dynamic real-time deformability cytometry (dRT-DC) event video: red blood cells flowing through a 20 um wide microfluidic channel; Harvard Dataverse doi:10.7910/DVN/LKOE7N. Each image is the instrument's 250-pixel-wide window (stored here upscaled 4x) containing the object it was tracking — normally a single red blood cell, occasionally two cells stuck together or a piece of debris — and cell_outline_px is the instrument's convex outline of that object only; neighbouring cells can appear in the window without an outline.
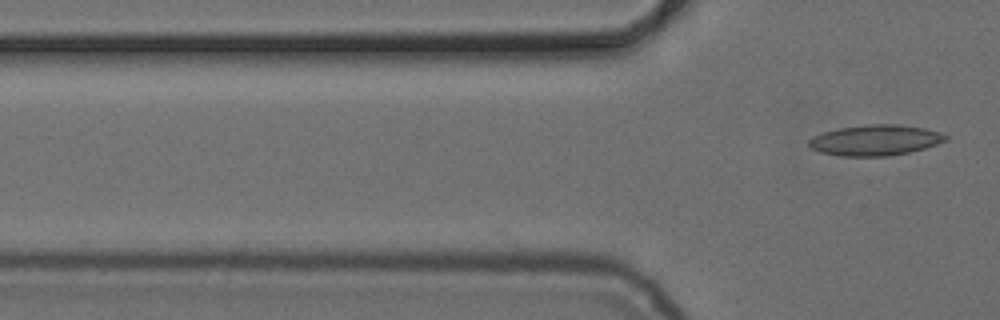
{"species": "common noctule bat (a hibernating species)", "species_latin": "Nyctalus noctula", "temperature_condition": "cold", "stored_images_in_passage": 3, "camera_frame_rate_fps": 3000, "um_per_image_px": 0.085, "animal": {"sex": "female", "body_mass_g": 24.6, "forearm_length_mm": 56.2}, "frame": {"image": 1, "passage_image": 3, "time_ms": 2.333, "image_size_px": [1000, 320], "cell_outline_px": [[948, 140], [924, 148], [908, 152], [888, 156], [840, 156], [820, 152], [812, 148], [808, 144], [808, 140], [824, 132], [840, 128], [864, 124], [900, 124], [924, 128], [940, 132], [948, 136]], "centroid_in_image_um": [74.42, 11.91], "position_along_channel_um": 51.4, "area_um2": 24.33}}